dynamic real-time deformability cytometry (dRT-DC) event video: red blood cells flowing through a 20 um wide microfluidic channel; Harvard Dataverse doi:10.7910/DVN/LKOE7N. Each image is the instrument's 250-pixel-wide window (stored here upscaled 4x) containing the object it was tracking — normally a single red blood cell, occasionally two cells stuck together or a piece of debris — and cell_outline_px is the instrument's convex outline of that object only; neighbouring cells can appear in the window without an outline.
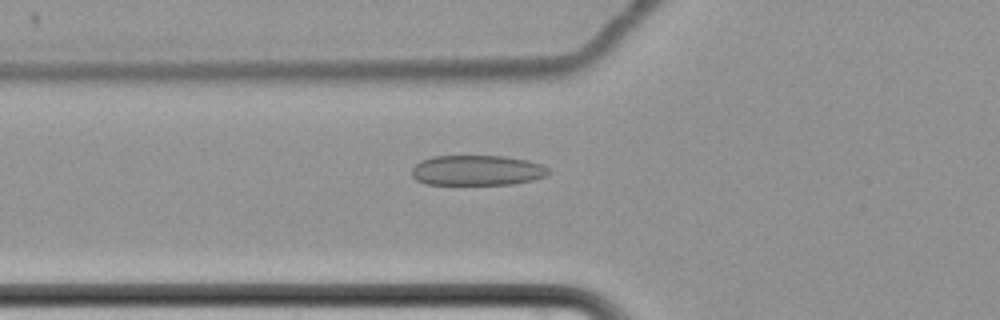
{"species": "common noctule bat (a hibernating species)", "species_latin": "Nyctalus noctula", "temperature_condition": "cold", "stored_images_in_passage": 55, "camera_frame_rate_fps": 3000, "um_per_image_px": 0.085, "animal": {"sex": "female", "body_mass_g": 22.7, "forearm_length_mm": 54.2}, "frame": {"image": 1, "passage_image": 17, "time_ms": 5.333, "image_size_px": [1000, 320], "cell_outline_px": [[552, 172], [544, 176], [532, 180], [512, 184], [428, 184], [416, 180], [412, 176], [412, 168], [420, 160], [432, 156], [504, 156], [528, 160], [540, 164], [548, 168]], "centroid_in_image_um": [40.54, 14.47], "position_along_channel_um": 85.3, "area_um2": 24.1}}
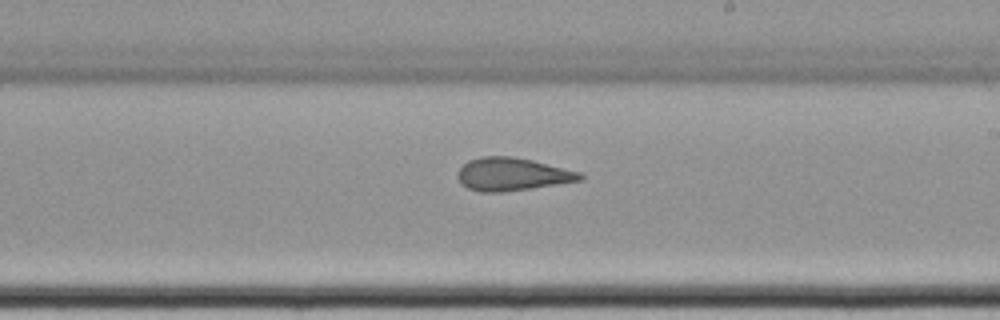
{"frame": {"image": 2, "passage_image": 31, "time_ms": 10.0, "image_size_px": [1000, 320], "cell_outline_px": [[584, 180], [532, 188], [504, 192], [480, 192], [468, 188], [460, 184], [456, 176], [456, 172], [468, 160], [480, 156], [512, 156], [532, 160], [580, 172], [584, 176]], "centroid_in_image_um": [43.5, 14.81], "position_along_channel_um": 245.5, "area_um2": 23.7}}
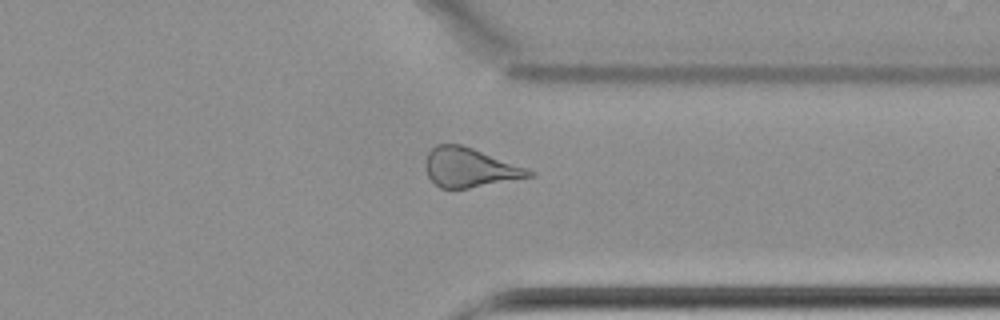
{"frame": {"image": 3, "passage_image": 42, "time_ms": 13.667, "image_size_px": [1000, 320], "cell_outline_px": [[536, 176], [468, 188], [440, 188], [428, 176], [424, 164], [428, 152], [436, 144], [460, 144], [472, 148], [536, 172]], "centroid_in_image_um": [39.91, 14.25], "position_along_channel_um": 371.5, "area_um2": 23.41}, "authors_computed_cell_mechanics": {"area_um2": 25.0274, "velocity_mm_per_s": 3.4299, "shape_relaxation_time_tau1_ms": null, "shape_relaxation_time_tau2_ms": 2.0211, "deformation_change_tau1": null, "deformation_change_tau2": 0.1041}}